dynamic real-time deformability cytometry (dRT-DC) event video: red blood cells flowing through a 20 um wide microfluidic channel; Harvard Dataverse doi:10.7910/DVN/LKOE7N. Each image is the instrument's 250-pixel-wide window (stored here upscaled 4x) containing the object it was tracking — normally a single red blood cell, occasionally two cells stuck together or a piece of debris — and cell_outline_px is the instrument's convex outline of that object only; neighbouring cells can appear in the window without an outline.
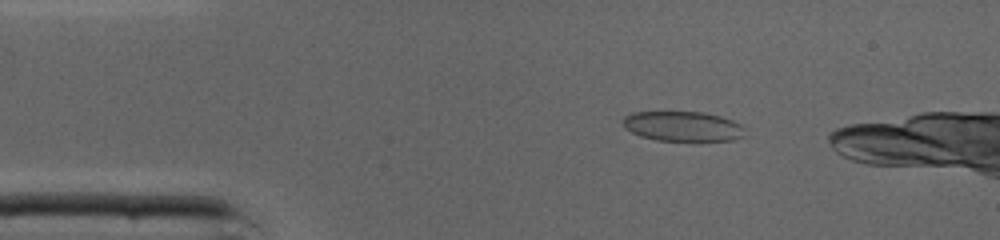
{"species": "common noctule bat (a hibernating species)", "species_latin": "Nyctalus noctula", "temperature_condition": "cold", "stored_images_in_passage": 35, "camera_frame_rate_fps": 3000, "um_per_image_px": 0.085, "animal": {"sex": "male", "body_mass_g": 19.0, "forearm_length_mm": 50.8}, "frame": {"image": 1, "passage_image": 2, "time_ms": 0.333, "image_size_px": [1000, 240], "cell_outline_px": [[744, 136], [732, 140], [696, 144], [656, 140], [640, 136], [624, 128], [620, 120], [624, 116], [632, 112], [704, 112], [720, 116], [732, 120], [740, 124], [744, 128]], "centroid_in_image_um": [58.04, 10.79], "position_along_channel_um": 27.0, "area_um2": 22.37}}
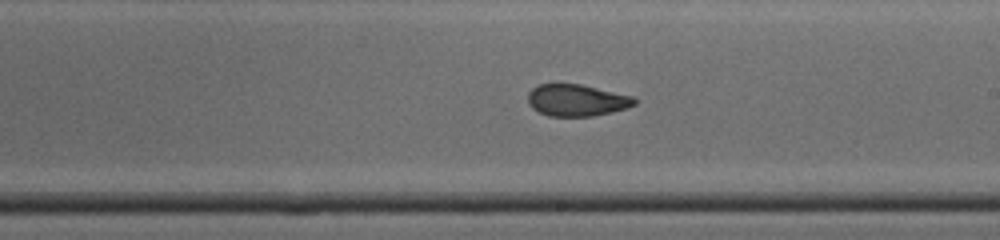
{"frame": {"image": 2, "passage_image": 20, "time_ms": 6.333, "image_size_px": [1000, 240], "cell_outline_px": [[640, 100], [636, 104], [628, 108], [612, 112], [592, 116], [548, 116], [532, 108], [528, 104], [528, 92], [532, 88], [540, 84], [556, 80], [580, 84], [636, 96]], "centroid_in_image_um": [49.04, 8.48], "position_along_channel_um": 240.0, "area_um2": 20.63}}
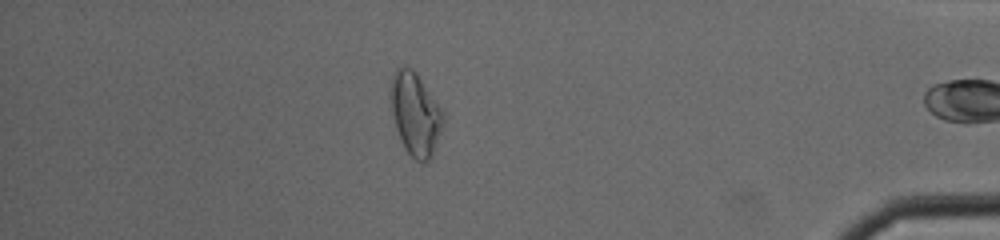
{"frame": {"image": 3, "passage_image": 34, "time_ms": 11.0, "image_size_px": [1000, 240], "cell_outline_px": [[444, 120], [432, 156], [424, 164], [416, 160], [404, 148], [400, 140], [396, 128], [392, 112], [388, 92], [396, 68], [412, 68], [416, 72], [444, 112]], "centroid_in_image_um": [35.29, 9.7], "position_along_channel_um": 399.9, "area_um2": 25.26}, "authors_computed_cell_mechanics": {"area_um2": 21.6172, "velocity_mm_per_s": 4.3717, "shape_relaxation_time_tau1_ms": null, "shape_relaxation_time_tau2_ms": 1.1546, "deformation_change_tau1": null, "deformation_change_tau2": 0.0654}}